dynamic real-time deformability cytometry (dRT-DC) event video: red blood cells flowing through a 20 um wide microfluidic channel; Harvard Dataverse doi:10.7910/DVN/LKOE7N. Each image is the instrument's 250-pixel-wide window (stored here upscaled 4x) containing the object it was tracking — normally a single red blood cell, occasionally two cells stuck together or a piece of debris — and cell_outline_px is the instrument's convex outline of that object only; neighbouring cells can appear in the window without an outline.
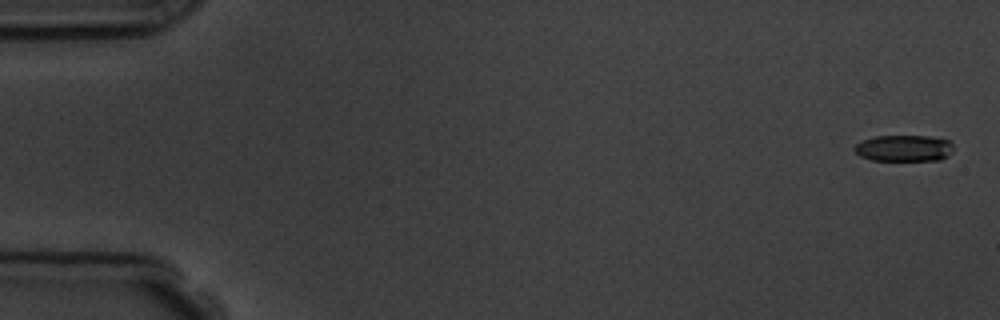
{"species": "common noctule bat (a hibernating species)", "species_latin": "Nyctalus noctula", "temperature_condition": "room temperature", "stored_images_in_passage": 7, "camera_frame_rate_fps": 3000, "um_per_image_px": 0.085, "animal": {"sex": "male", "body_mass_g": 19.5, "forearm_length_mm": 54.6}, "frame": {"image": 1, "passage_image": 1, "time_ms": 0.0, "image_size_px": [1000, 320], "cell_outline_px": [[952, 152], [948, 156], [940, 160], [872, 160], [860, 156], [852, 148], [856, 144], [864, 140], [876, 136], [928, 136], [948, 140], [952, 144]], "centroid_in_image_um": [76.84, 12.6], "position_along_channel_um": 8.2, "area_um2": 15.14}}
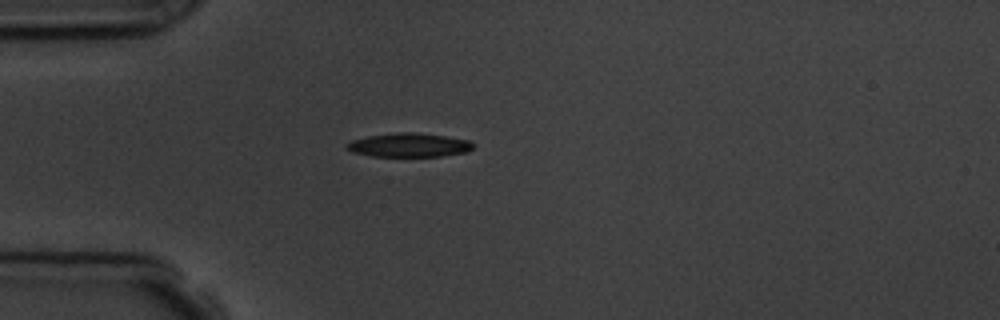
{"frame": {"image": 2, "passage_image": 5, "time_ms": 4.667, "image_size_px": [1000, 320], "cell_outline_px": [[476, 144], [472, 148], [464, 152], [440, 156], [372, 156], [352, 152], [344, 148], [344, 144], [352, 140], [368, 136], [400, 132], [416, 132], [444, 136], [468, 140]], "centroid_in_image_um": [34.72, 12.33], "position_along_channel_um": 50.3, "area_um2": 17.51}}